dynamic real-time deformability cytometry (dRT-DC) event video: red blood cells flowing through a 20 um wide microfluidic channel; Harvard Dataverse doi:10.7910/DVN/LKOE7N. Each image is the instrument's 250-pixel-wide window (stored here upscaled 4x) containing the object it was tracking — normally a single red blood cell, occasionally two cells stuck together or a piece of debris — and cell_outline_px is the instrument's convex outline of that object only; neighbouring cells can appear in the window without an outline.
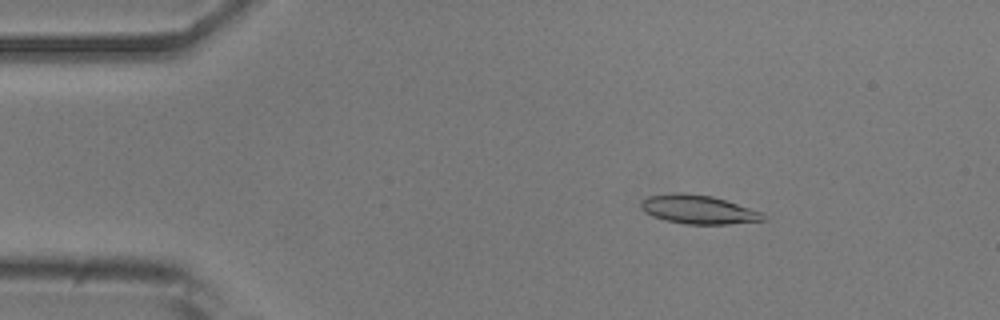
{"species": "common noctule bat (a hibernating species)", "species_latin": "Nyctalus noctula", "temperature_condition": "room temperature", "stored_images_in_passage": 49, "camera_frame_rate_fps": 3000, "um_per_image_px": 0.085, "animal": {"sex": "male", "body_mass_g": 20.5, "forearm_length_mm": 52.5}, "frame": {"image": 1, "passage_image": 4, "time_ms": 1.0, "image_size_px": [1000, 320], "cell_outline_px": [[768, 220], [728, 224], [688, 224], [668, 220], [652, 216], [644, 212], [640, 208], [640, 200], [648, 196], [676, 192], [680, 192], [712, 196], [760, 212]], "centroid_in_image_um": [59.3, 17.8], "position_along_channel_um": 25.7, "area_um2": 20.29}}
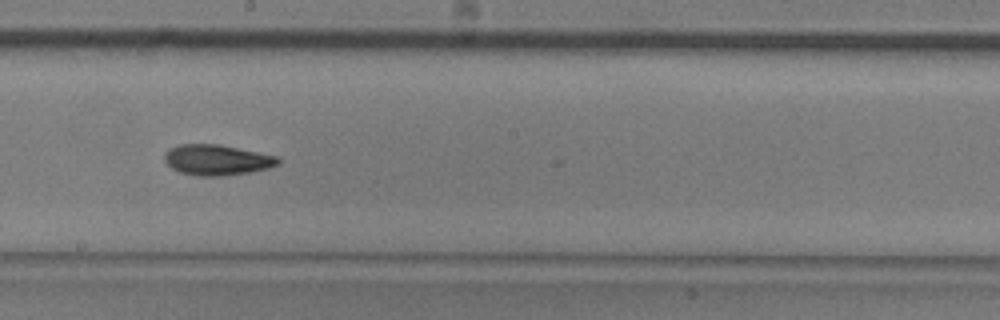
{"frame": {"image": 2, "passage_image": 25, "time_ms": 8.0, "image_size_px": [1000, 320], "cell_outline_px": [[280, 164], [268, 168], [248, 172], [220, 176], [196, 176], [180, 172], [172, 168], [164, 160], [164, 156], [172, 148], [180, 144], [220, 144], [280, 156]], "centroid_in_image_um": [18.49, 13.59], "position_along_channel_um": 229.7, "area_um2": 20.23}}
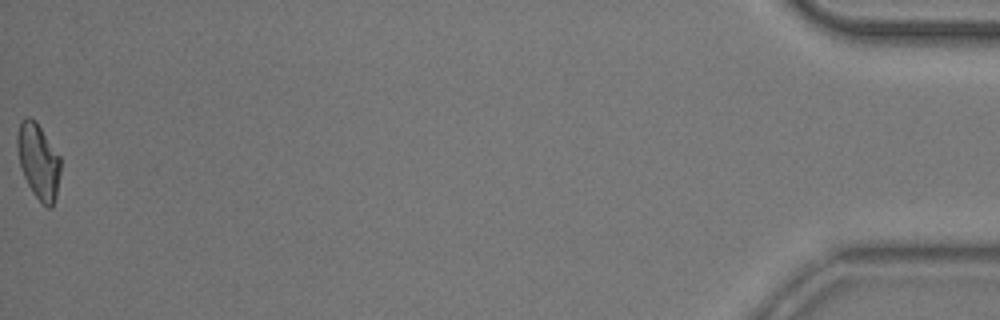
{"frame": {"image": 3, "passage_image": 49, "time_ms": 16.0, "image_size_px": [1000, 320], "cell_outline_px": [[60, 172], [56, 196], [52, 208], [48, 208], [32, 192], [20, 168], [16, 148], [16, 136], [20, 120], [28, 116], [36, 120], [60, 156]], "centroid_in_image_um": [3.24, 13.66], "position_along_channel_um": 432.0, "area_um2": 19.19}, "authors_computed_cell_mechanics": {"area_um2": 19.4786, "velocity_mm_per_s": 3.7985, "shape_relaxation_time_tau1_ms": 3.7005, "shape_relaxation_time_tau2_ms": 4.8275, "deformation_change_tau1": 0.14, "deformation_change_tau2": 0.1068}}